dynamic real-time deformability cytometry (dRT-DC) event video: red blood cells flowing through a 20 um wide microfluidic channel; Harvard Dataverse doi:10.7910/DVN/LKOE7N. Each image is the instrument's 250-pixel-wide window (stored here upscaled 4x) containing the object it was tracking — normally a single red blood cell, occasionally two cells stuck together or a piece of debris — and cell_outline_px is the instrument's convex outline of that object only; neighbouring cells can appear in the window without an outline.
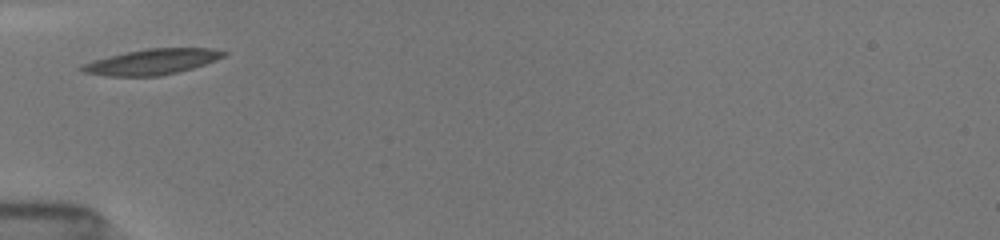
{"species": "common noctule bat (a hibernating species)", "species_latin": "Nyctalus noctula", "temperature_condition": "room temperature", "stored_images_in_passage": 2, "camera_frame_rate_fps": 3000, "um_per_image_px": 0.085, "animal": {"sex": "female", "body_mass_g": 19.5, "forearm_length_mm": 54.1}, "frame": {"image": 1, "passage_image": 1, "time_ms": 0.0, "image_size_px": [1000, 240], "cell_outline_px": [[228, 52], [224, 56], [216, 60], [192, 68], [160, 76], [104, 76], [84, 72], [76, 68], [80, 64], [92, 60], [108, 56], [148, 48], [212, 48]], "centroid_in_image_um": [12.86, 5.25], "position_along_channel_um": 72.1, "area_um2": 21.15}}
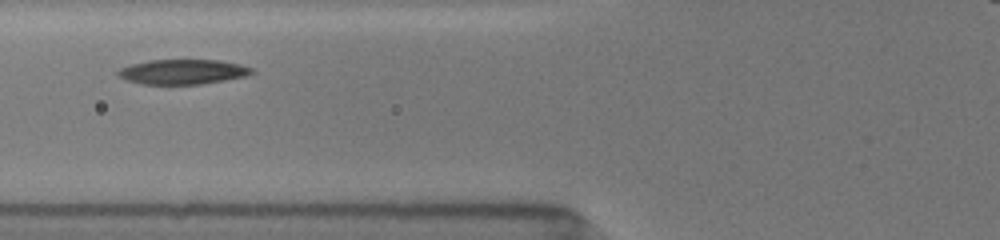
{"frame": {"image": 2, "passage_image": 2, "time_ms": 1.0, "image_size_px": [1000, 240], "cell_outline_px": [[256, 72], [248, 76], [200, 84], [144, 84], [124, 80], [116, 72], [120, 68], [128, 64], [148, 60], [220, 60], [240, 64], [252, 68]], "centroid_in_image_um": [15.53, 6.1], "position_along_channel_um": 110.3, "area_um2": 19.54}}